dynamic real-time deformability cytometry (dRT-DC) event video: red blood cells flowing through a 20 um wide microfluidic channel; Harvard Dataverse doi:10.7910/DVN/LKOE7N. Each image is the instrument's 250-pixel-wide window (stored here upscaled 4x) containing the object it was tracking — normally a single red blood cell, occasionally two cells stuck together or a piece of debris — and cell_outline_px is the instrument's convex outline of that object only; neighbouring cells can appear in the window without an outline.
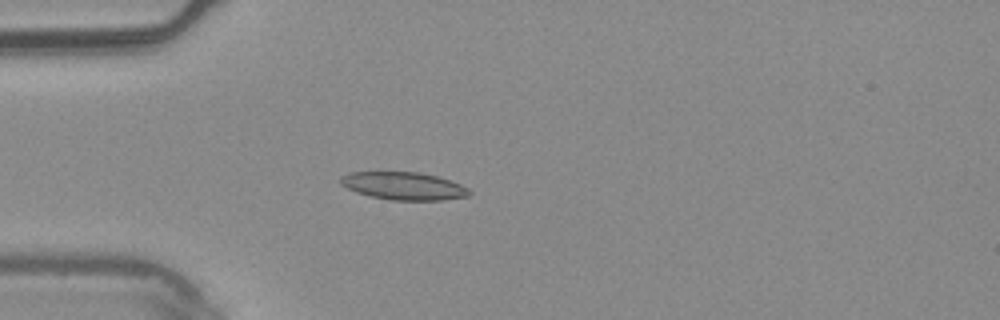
{"species": "common noctule bat (a hibernating species)", "species_latin": "Nyctalus noctula", "temperature_condition": "warm", "stored_images_in_passage": 4, "camera_frame_rate_fps": 3000, "um_per_image_px": 0.085, "animal": {"sex": "male", "body_mass_g": 20.4}, "frame": {"image": 1, "passage_image": 4, "time_ms": 1.0, "image_size_px": [1000, 320], "cell_outline_px": [[472, 192], [468, 196], [440, 200], [392, 200], [368, 196], [356, 192], [340, 184], [340, 176], [352, 172], [420, 172], [436, 176], [460, 184], [468, 188]], "centroid_in_image_um": [34.29, 15.81], "position_along_channel_um": 50.7, "area_um2": 20.75}}